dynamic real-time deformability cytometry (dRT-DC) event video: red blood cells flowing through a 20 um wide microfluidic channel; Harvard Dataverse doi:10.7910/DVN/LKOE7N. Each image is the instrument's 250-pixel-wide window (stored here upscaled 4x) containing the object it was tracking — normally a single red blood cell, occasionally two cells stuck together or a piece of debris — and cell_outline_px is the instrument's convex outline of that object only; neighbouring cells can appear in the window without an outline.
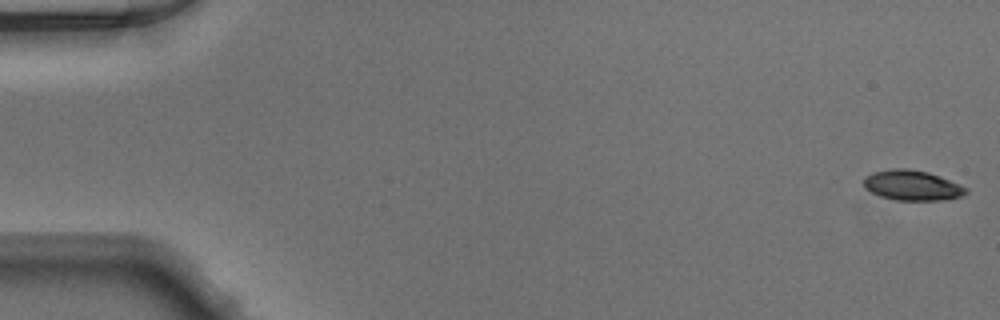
{"species": "Egyptian fruit bat (a non-hibernating species)", "species_latin": "Rousettus aegyptiacus", "temperature_condition": "warm", "stored_images_in_passage": 50, "camera_frame_rate_fps": 3000, "um_per_image_px": 0.085, "animal": {"sex": "male"}, "frame": {"image": 1, "passage_image": 1, "time_ms": 0.0, "image_size_px": [1000, 320], "cell_outline_px": [[968, 192], [964, 196], [944, 200], [896, 200], [880, 196], [864, 188], [864, 176], [872, 172], [892, 168], [908, 168], [928, 172], [940, 176], [968, 188]], "centroid_in_image_um": [77.54, 15.75], "position_along_channel_um": 7.5, "area_um2": 18.15}}
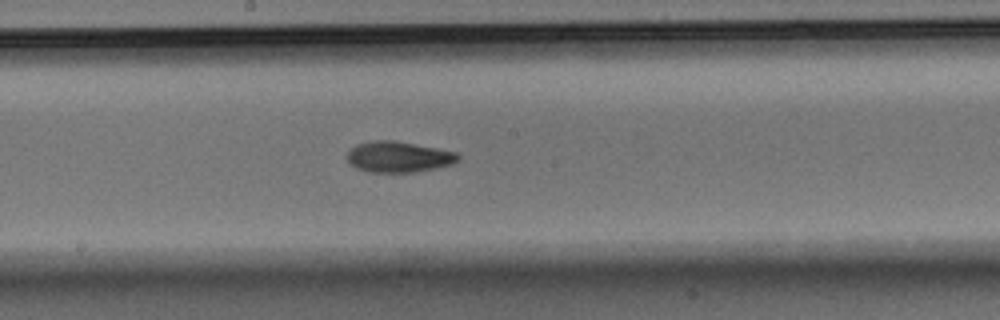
{"frame": {"image": 2, "passage_image": 27, "time_ms": 8.667, "image_size_px": [1000, 320], "cell_outline_px": [[460, 160], [452, 164], [412, 172], [368, 172], [356, 168], [348, 160], [348, 152], [356, 144], [372, 140], [396, 140], [456, 152], [460, 156]], "centroid_in_image_um": [33.87, 13.32], "position_along_channel_um": 214.3, "area_um2": 19.83}}
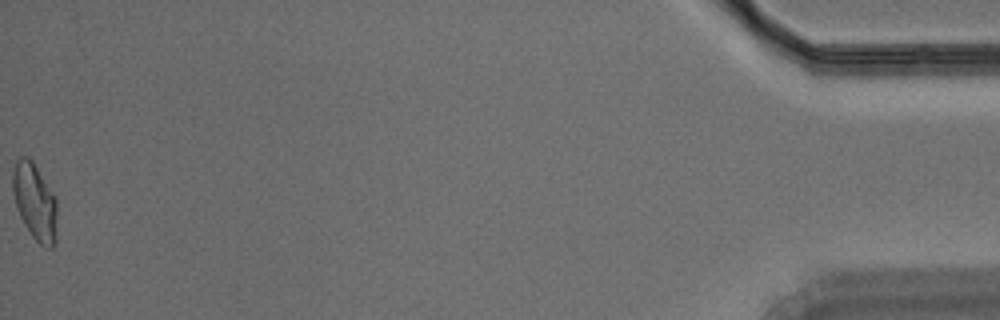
{"frame": {"image": 3, "passage_image": 50, "time_ms": 16.333, "image_size_px": [1000, 320], "cell_outline_px": [[56, 240], [52, 248], [48, 248], [40, 244], [32, 236], [24, 224], [20, 216], [16, 204], [12, 188], [12, 172], [16, 160], [20, 156], [28, 156], [32, 160], [56, 200]], "centroid_in_image_um": [2.94, 17.14], "position_along_channel_um": 432.3, "area_um2": 19.54}}